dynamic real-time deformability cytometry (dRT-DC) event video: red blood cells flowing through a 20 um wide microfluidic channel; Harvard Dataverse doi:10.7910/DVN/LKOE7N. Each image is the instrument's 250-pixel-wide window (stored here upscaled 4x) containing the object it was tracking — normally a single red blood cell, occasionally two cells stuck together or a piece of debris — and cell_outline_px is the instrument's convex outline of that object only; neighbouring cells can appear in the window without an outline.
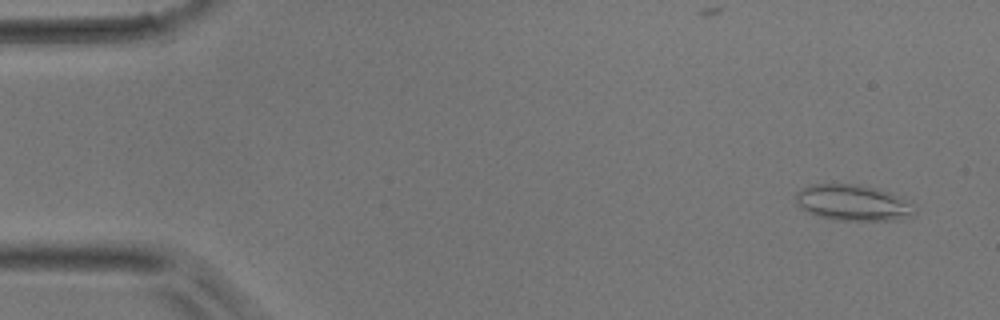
{"species": "common noctule bat (a hibernating species)", "species_latin": "Nyctalus noctula", "temperature_condition": "room temperature", "stored_images_in_passage": 49, "camera_frame_rate_fps": 3000, "um_per_image_px": 0.085, "animal": {"sex": "male", "body_mass_g": 17.9}, "frame": {"image": 1, "passage_image": 2, "time_ms": 0.333, "image_size_px": [1000, 320], "cell_outline_px": [[916, 212], [912, 216], [896, 220], [836, 220], [816, 216], [800, 208], [796, 204], [796, 192], [800, 188], [808, 184], [856, 184], [876, 188], [888, 192], [896, 196], [908, 204]], "centroid_in_image_um": [72.39, 17.23], "position_along_channel_um": 12.6, "area_um2": 24.74}}
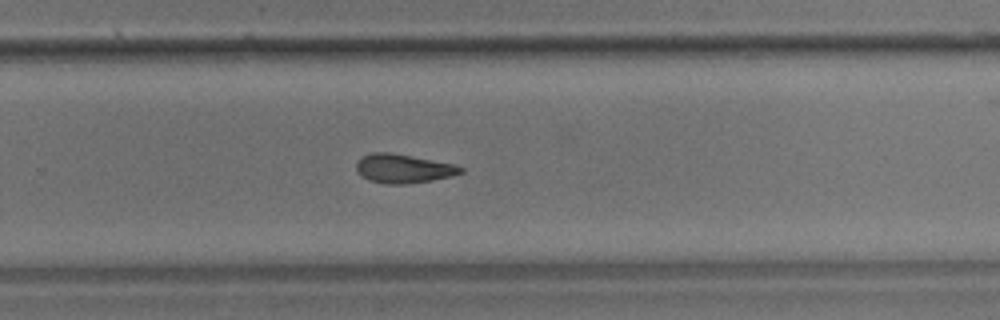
{"frame": {"image": 2, "passage_image": 31, "time_ms": 10.0, "image_size_px": [1000, 320], "cell_outline_px": [[464, 172], [452, 176], [432, 180], [404, 184], [384, 184], [368, 180], [356, 168], [356, 164], [364, 156], [372, 152], [388, 152], [452, 164], [464, 168]], "centroid_in_image_um": [34.29, 14.34], "position_along_channel_um": 295.5, "area_um2": 17.17}}
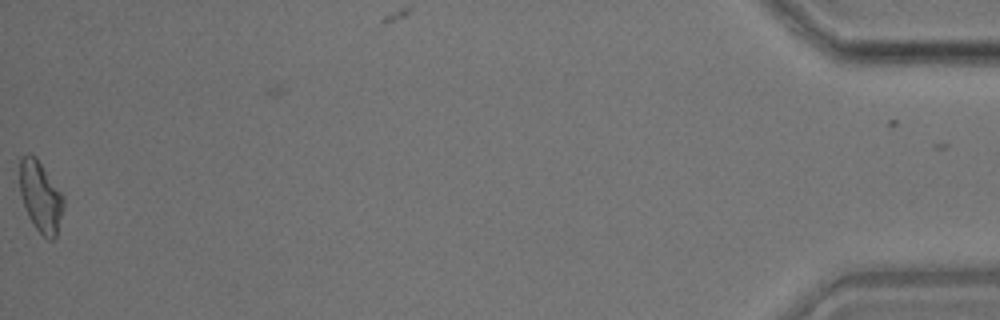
{"frame": {"image": 3, "passage_image": 48, "time_ms": 15.667, "image_size_px": [1000, 320], "cell_outline_px": [[64, 208], [56, 236], [52, 240], [48, 240], [36, 228], [28, 216], [24, 208], [20, 192], [20, 156], [28, 152], [36, 156], [64, 196]], "centroid_in_image_um": [3.45, 16.69], "position_along_channel_um": 431.8, "area_um2": 18.26}}